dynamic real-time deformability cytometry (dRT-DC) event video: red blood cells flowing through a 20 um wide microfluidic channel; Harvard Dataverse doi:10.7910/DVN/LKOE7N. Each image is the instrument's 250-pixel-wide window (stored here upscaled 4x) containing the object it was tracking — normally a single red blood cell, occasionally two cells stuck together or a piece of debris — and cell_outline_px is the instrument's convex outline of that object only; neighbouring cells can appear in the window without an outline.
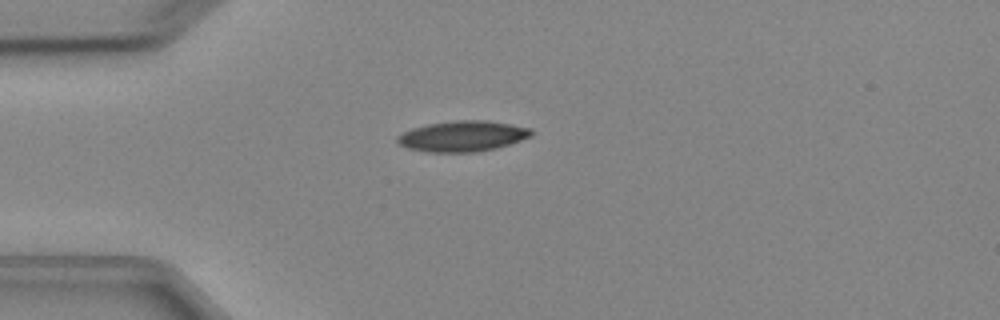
{"species": "Egyptian fruit bat (a non-hibernating species)", "species_latin": "Rousettus aegyptiacus", "temperature_condition": "cold", "stored_images_in_passage": 2, "camera_frame_rate_fps": 3000, "um_per_image_px": 0.085, "animal": {"sex": "female"}, "frame": {"image": 1, "passage_image": 1, "time_ms": 0.0, "image_size_px": [1000, 320], "cell_outline_px": [[532, 136], [496, 148], [472, 152], [428, 152], [408, 148], [400, 144], [396, 140], [396, 136], [412, 128], [428, 124], [456, 120], [488, 120], [532, 128]], "centroid_in_image_um": [39.32, 11.56], "position_along_channel_um": 45.7, "area_um2": 23.81}}